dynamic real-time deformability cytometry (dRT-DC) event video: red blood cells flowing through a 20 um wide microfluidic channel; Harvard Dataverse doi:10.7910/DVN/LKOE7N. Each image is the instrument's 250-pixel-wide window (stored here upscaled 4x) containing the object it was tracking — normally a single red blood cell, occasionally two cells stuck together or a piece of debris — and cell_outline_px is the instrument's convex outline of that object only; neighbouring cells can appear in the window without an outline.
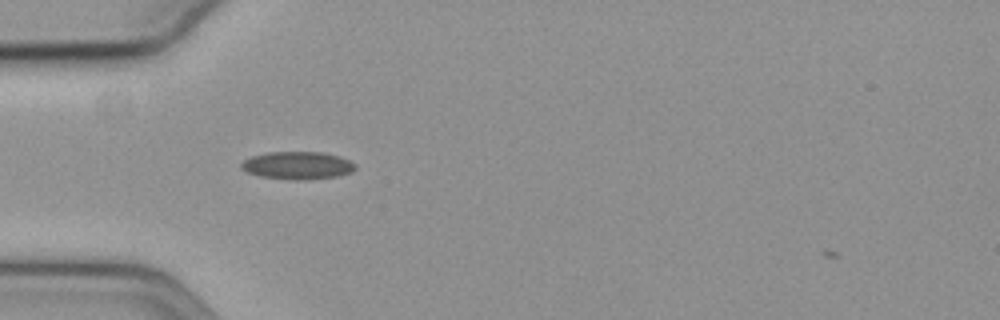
{"species": "common noctule bat (a hibernating species)", "species_latin": "Nyctalus noctula", "temperature_condition": "cold", "stored_images_in_passage": 17, "camera_frame_rate_fps": 3000, "um_per_image_px": 0.085, "animal": {"sex": "female", "body_mass_g": 19.3, "forearm_length_mm": 54.1}, "frame": {"image": 1, "passage_image": 2, "time_ms": 0.333, "image_size_px": [1000, 320], "cell_outline_px": [[356, 168], [352, 172], [336, 176], [308, 180], [292, 180], [260, 176], [248, 172], [240, 168], [240, 164], [244, 160], [252, 156], [268, 152], [324, 152], [340, 156], [356, 164]], "centroid_in_image_um": [25.3, 14.06], "position_along_channel_um": 59.7, "area_um2": 18.5}}
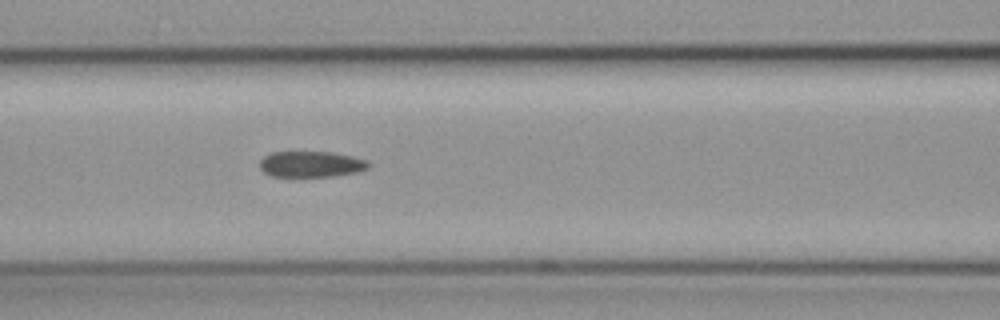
{"frame": {"image": 2, "passage_image": 9, "time_ms": 2.667, "image_size_px": [1000, 320], "cell_outline_px": [[372, 164], [368, 168], [356, 172], [336, 176], [288, 180], [272, 176], [264, 172], [260, 168], [260, 160], [264, 156], [272, 152], [332, 152], [352, 156], [368, 160]], "centroid_in_image_um": [26.42, 14.01], "position_along_channel_um": 140.2, "area_um2": 17.4}}
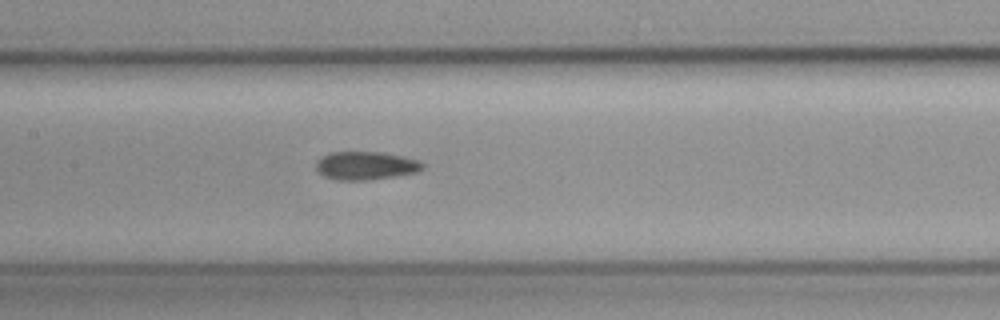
{"frame": {"image": 3, "passage_image": 12, "time_ms": 3.667, "image_size_px": [1000, 320], "cell_outline_px": [[424, 168], [420, 172], [396, 176], [364, 180], [336, 180], [324, 176], [316, 168], [316, 160], [320, 156], [328, 152], [384, 152], [404, 156], [420, 160], [424, 164]], "centroid_in_image_um": [31.11, 14.07], "position_along_channel_um": 176.3, "area_um2": 17.86}}